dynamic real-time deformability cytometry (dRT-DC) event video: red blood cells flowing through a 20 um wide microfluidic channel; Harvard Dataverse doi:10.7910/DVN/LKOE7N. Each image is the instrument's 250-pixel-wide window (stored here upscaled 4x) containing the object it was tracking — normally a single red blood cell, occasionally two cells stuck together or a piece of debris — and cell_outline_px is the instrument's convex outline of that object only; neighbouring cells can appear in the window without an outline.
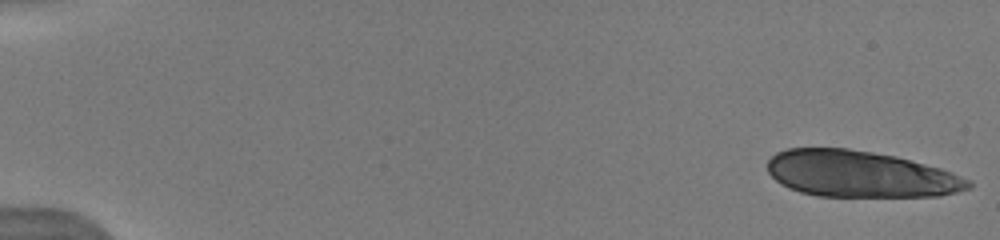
{"species": "human", "species_latin": "Homo sapiens", "temperature_condition": "warm", "stored_images_in_passage": 9, "camera_frame_rate_fps": 3000, "um_per_image_px": 0.085, "donor": {"sex": "male"}, "frame": {"image": 1, "passage_image": 1, "time_ms": 0.0, "image_size_px": [1000, 240], "cell_outline_px": [[972, 188], [940, 196], [816, 196], [800, 192], [788, 188], [780, 184], [768, 172], [768, 160], [776, 152], [788, 148], [848, 148], [896, 156], [940, 168], [952, 172], [972, 180]], "centroid_in_image_um": [73.13, 14.79], "position_along_channel_um": 11.9, "area_um2": 54.51}}